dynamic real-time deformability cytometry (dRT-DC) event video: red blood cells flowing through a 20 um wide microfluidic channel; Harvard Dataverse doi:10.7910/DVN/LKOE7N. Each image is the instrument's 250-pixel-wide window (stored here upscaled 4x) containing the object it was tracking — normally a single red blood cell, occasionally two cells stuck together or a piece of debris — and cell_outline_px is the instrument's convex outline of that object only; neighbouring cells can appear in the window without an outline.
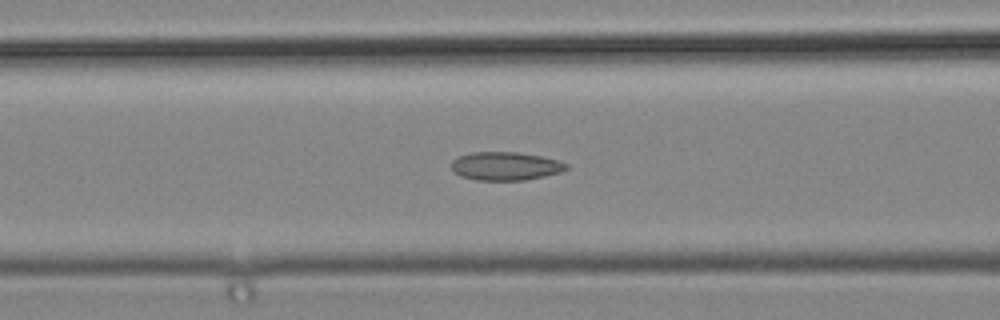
{"species": "common noctule bat (a hibernating species)", "species_latin": "Nyctalus noctula", "temperature_condition": "cold", "stored_images_in_passage": 27, "camera_frame_rate_fps": 3000, "um_per_image_px": 0.085, "animal": {"sex": "male", "body_mass_g": 19.2, "forearm_length_mm": 51.8}, "frame": {"image": 1, "passage_image": 13, "time_ms": 4.0, "image_size_px": [1000, 320], "cell_outline_px": [[568, 168], [560, 172], [544, 176], [524, 180], [476, 180], [460, 176], [452, 168], [452, 160], [460, 156], [472, 152], [516, 152], [540, 156], [556, 160], [568, 164]], "centroid_in_image_um": [42.96, 14.12], "position_along_channel_um": 123.6, "area_um2": 18.79}}
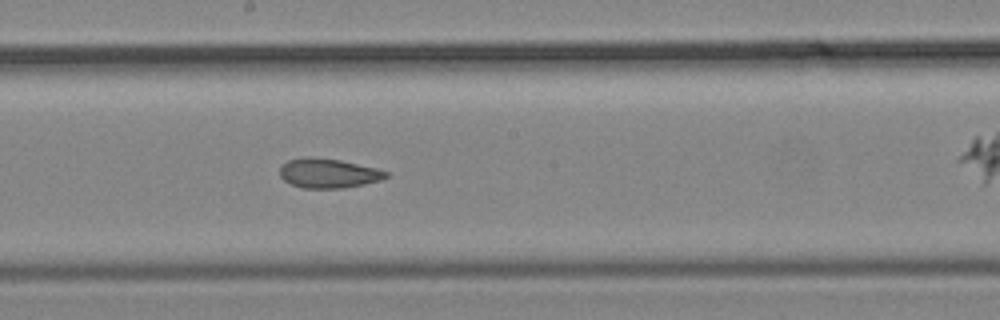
{"frame": {"image": 2, "passage_image": 20, "time_ms": 6.333, "image_size_px": [1000, 320], "cell_outline_px": [[388, 176], [380, 180], [364, 184], [344, 188], [304, 188], [292, 184], [284, 180], [280, 176], [280, 164], [288, 160], [304, 156], [312, 156], [340, 160], [376, 168], [388, 172]], "centroid_in_image_um": [27.87, 14.71], "position_along_channel_um": 220.3, "area_um2": 18.32}}
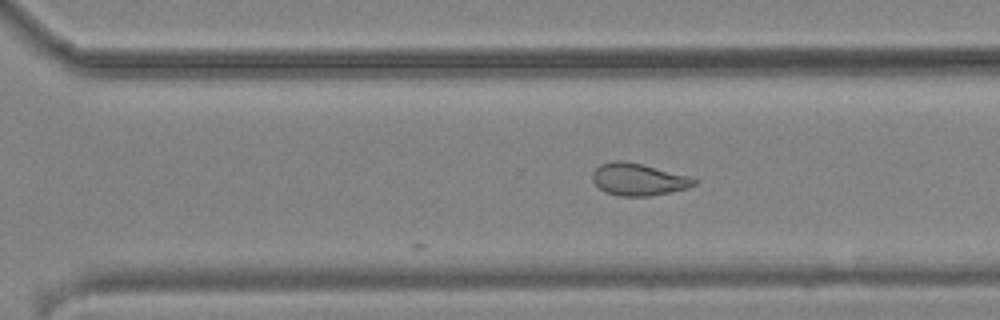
{"frame": {"image": 3, "passage_image": 27, "time_ms": 8.667, "image_size_px": [1000, 320], "cell_outline_px": [[696, 184], [688, 188], [648, 196], [620, 196], [604, 192], [592, 180], [592, 172], [600, 164], [612, 160], [620, 160], [640, 164], [684, 176], [696, 180]], "centroid_in_image_um": [54.17, 15.26], "position_along_channel_um": 316.4, "area_um2": 18.55}}